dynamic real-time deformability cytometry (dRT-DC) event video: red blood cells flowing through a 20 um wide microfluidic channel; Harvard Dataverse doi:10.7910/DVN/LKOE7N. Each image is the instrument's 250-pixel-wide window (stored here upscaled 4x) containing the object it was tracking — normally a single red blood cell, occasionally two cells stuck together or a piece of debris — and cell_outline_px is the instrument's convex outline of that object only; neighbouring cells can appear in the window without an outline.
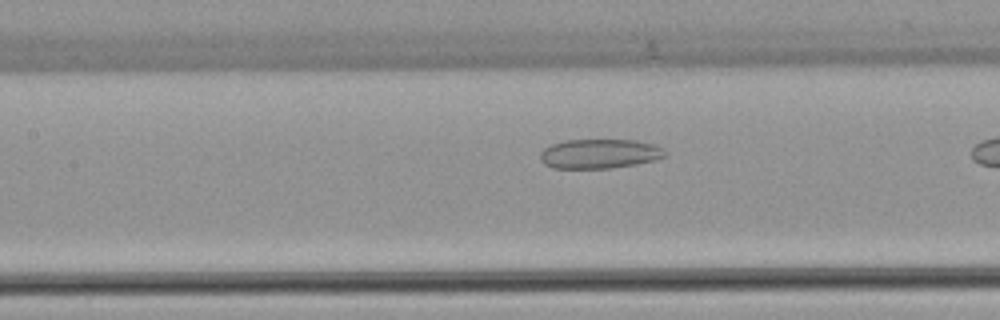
{"species": "common noctule bat (a hibernating species)", "species_latin": "Nyctalus noctula", "temperature_condition": "warm", "stored_images_in_passage": 14, "camera_frame_rate_fps": 3000, "um_per_image_px": 0.085, "animal": {"sex": "female", "body_mass_g": 22.7, "forearm_length_mm": 54.2}, "frame": {"image": 1, "passage_image": 12, "time_ms": 3.667, "image_size_px": [1000, 320], "cell_outline_px": [[668, 152], [664, 156], [656, 160], [636, 164], [612, 168], [552, 168], [544, 164], [540, 160], [540, 152], [544, 148], [552, 144], [564, 140], [636, 140], [652, 144]], "centroid_in_image_um": [50.93, 13.07], "position_along_channel_um": 156.5, "area_um2": 21.44}}